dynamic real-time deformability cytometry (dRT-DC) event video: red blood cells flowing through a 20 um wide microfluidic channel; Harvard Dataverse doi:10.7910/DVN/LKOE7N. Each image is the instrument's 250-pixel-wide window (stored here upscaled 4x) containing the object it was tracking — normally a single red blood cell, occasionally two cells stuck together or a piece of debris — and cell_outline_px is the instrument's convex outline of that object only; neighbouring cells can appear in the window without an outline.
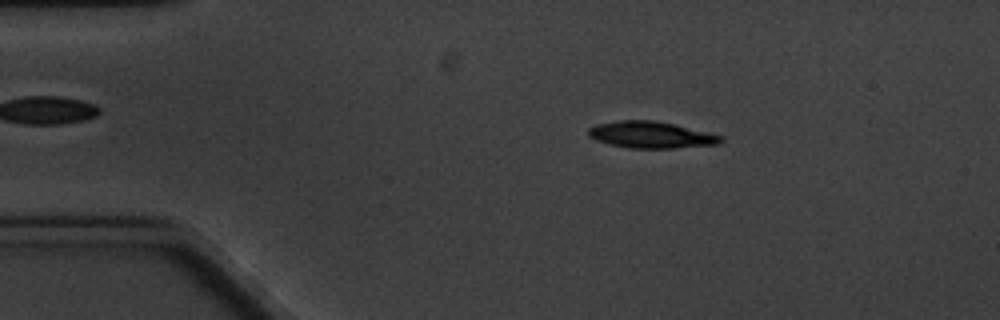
{"species": "common noctule bat (a hibernating species)", "species_latin": "Nyctalus noctula", "temperature_condition": "cold", "stored_images_in_passage": 4, "camera_frame_rate_fps": 3000, "um_per_image_px": 0.085, "animal": {"sex": "male", "body_mass_g": 20.1, "forearm_length_mm": 53.5}, "frame": {"image": 1, "passage_image": 2, "time_ms": 1.333, "image_size_px": [1000, 320], "cell_outline_px": [[724, 140], [720, 144], [672, 148], [628, 148], [596, 140], [588, 136], [588, 128], [596, 124], [620, 120], [652, 120], [672, 124], [708, 132], [724, 136]], "centroid_in_image_um": [55.35, 11.46], "position_along_channel_um": 29.7, "area_um2": 20.46}}
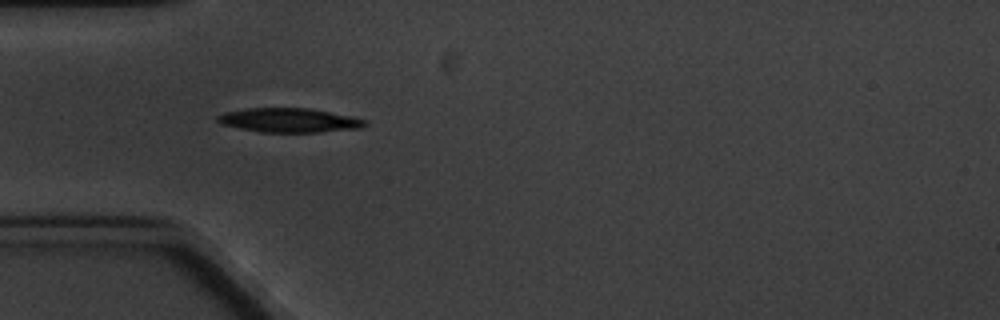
{"frame": {"image": 2, "passage_image": 4, "time_ms": 3.667, "image_size_px": [1000, 320], "cell_outline_px": [[368, 124], [360, 128], [320, 132], [260, 132], [220, 124], [216, 120], [216, 116], [224, 112], [248, 108], [308, 108], [352, 116], [368, 120]], "centroid_in_image_um": [24.58, 10.22], "position_along_channel_um": 60.4, "area_um2": 20.87}}